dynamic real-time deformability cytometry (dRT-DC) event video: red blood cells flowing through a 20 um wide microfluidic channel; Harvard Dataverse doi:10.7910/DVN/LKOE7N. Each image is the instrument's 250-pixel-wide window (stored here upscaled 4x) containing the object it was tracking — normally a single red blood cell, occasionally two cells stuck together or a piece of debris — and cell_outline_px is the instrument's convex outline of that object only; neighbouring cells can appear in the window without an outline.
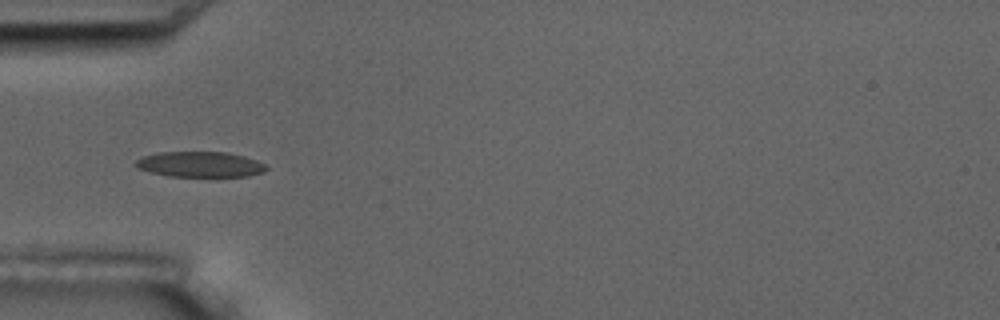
{"species": "common noctule bat (a hibernating species)", "species_latin": "Nyctalus noctula", "temperature_condition": "room temperature", "stored_images_in_passage": 17, "camera_frame_rate_fps": 3000, "um_per_image_px": 0.085, "animal": {"sex": "male", "body_mass_g": 17.5, "forearm_length_mm": 52.3}, "frame": {"image": 1, "passage_image": 6, "time_ms": 5.667, "image_size_px": [1000, 320], "cell_outline_px": [[268, 168], [264, 172], [248, 176], [168, 176], [136, 168], [132, 164], [136, 160], [144, 156], [160, 152], [228, 152], [244, 156], [256, 160], [264, 164]], "centroid_in_image_um": [16.99, 13.97], "position_along_channel_um": 68.0, "area_um2": 19.36}}
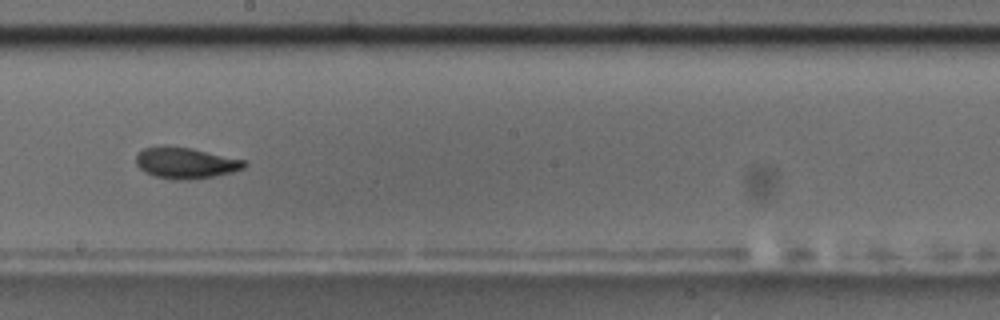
{"frame": {"image": 2, "passage_image": 10, "time_ms": 10.333, "image_size_px": [1000, 320], "cell_outline_px": [[248, 164], [244, 168], [232, 172], [212, 176], [188, 180], [172, 180], [152, 176], [144, 172], [136, 164], [136, 156], [144, 148], [160, 144], [164, 144], [192, 148], [244, 160]], "centroid_in_image_um": [15.73, 13.84], "position_along_channel_um": 232.5, "area_um2": 19.94}, "authors_computed_cell_mechanics": {"area_um2": 19.363, "velocity_mm_per_s": 3.5333, "shape_relaxation_time_tau1_ms": 9.8327, "shape_relaxation_time_tau2_ms": 4.5038, "deformation_change_tau1": 0.2037, "deformation_change_tau2": 0.0687}}